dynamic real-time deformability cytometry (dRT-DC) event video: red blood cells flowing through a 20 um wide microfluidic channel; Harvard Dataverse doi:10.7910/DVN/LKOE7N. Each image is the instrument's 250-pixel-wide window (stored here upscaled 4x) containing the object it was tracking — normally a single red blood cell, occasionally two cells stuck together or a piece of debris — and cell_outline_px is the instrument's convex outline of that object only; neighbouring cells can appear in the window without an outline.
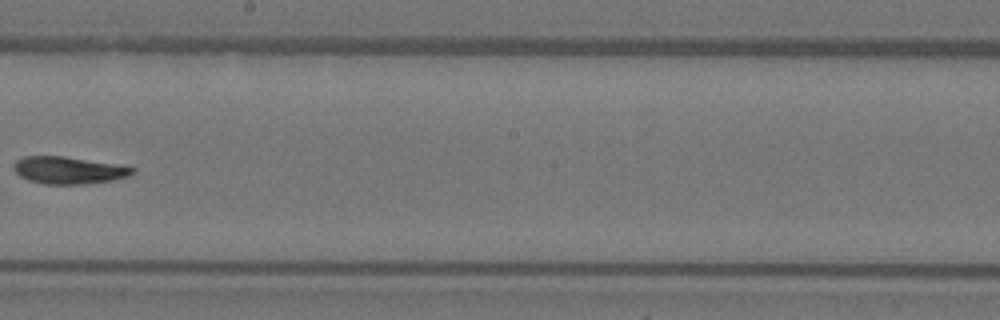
{"species": "Egyptian fruit bat (a non-hibernating species)", "species_latin": "Rousettus aegyptiacus", "temperature_condition": "warm", "stored_images_in_passage": 40, "camera_frame_rate_fps": 3000, "um_per_image_px": 0.085, "animal": {"sex": "female"}, "frame": {"image": 1, "passage_image": 19, "time_ms": 6.0, "image_size_px": [1000, 320], "cell_outline_px": [[136, 172], [128, 176], [112, 180], [84, 184], [44, 184], [28, 180], [20, 176], [12, 168], [12, 164], [16, 160], [24, 156], [64, 156], [124, 164], [136, 168]], "centroid_in_image_um": [5.87, 14.45], "position_along_channel_um": 242.3, "area_um2": 19.25}}
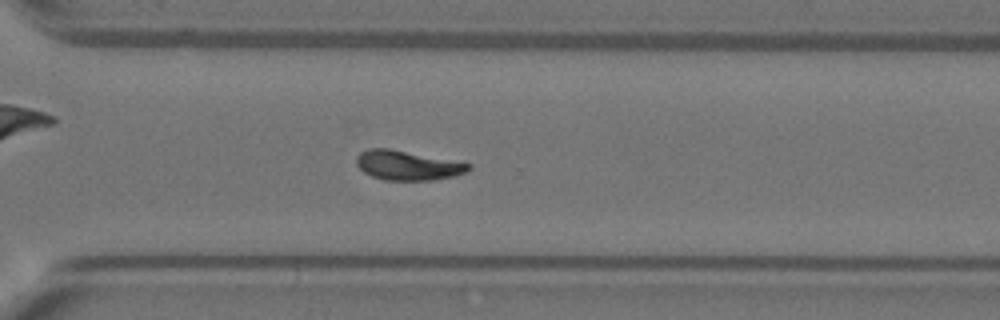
{"frame": {"image": 2, "passage_image": 26, "time_ms": 8.333, "image_size_px": [1000, 320], "cell_outline_px": [[472, 168], [468, 172], [456, 176], [432, 180], [384, 180], [372, 176], [364, 172], [356, 164], [356, 156], [360, 152], [368, 148], [388, 148], [472, 164]], "centroid_in_image_um": [34.65, 14.06], "position_along_channel_um": 336.0, "area_um2": 19.31}}
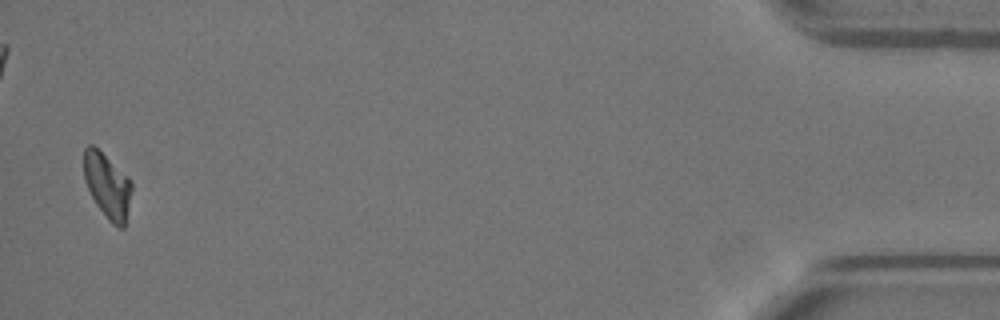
{"frame": {"image": 3, "passage_image": 39, "time_ms": 12.667, "image_size_px": [1000, 320], "cell_outline_px": [[132, 188], [124, 228], [120, 228], [112, 224], [108, 220], [96, 204], [84, 180], [84, 148], [88, 144], [92, 144], [128, 176], [132, 184]], "centroid_in_image_um": [9.12, 15.78], "position_along_channel_um": 426.1, "area_um2": 17.92}}